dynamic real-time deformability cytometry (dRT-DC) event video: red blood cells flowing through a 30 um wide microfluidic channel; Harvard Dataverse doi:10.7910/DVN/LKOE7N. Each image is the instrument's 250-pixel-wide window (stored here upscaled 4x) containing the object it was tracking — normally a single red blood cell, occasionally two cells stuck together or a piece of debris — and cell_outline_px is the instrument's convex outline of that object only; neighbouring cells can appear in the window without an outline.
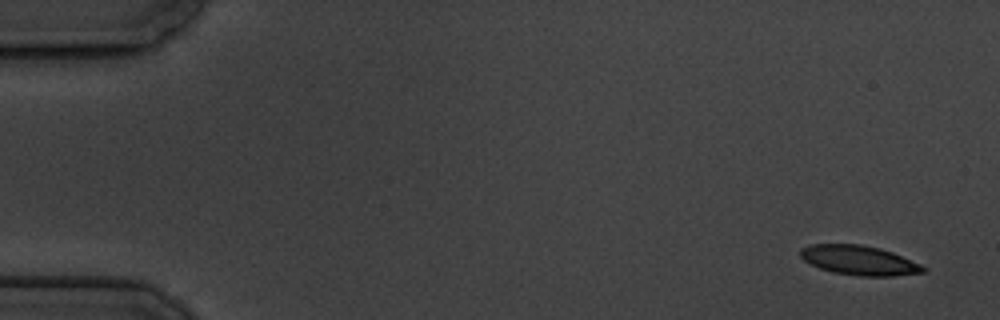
{"species": "common noctule bat (a hibernating species)", "species_latin": "Nyctalus noctula", "temperature_condition": "cold", "stored_images_in_passage": 5, "camera_frame_rate_fps": 3000, "um_per_image_px": 0.085, "animal": {"sex": "male", "body_mass_g": 19.5, "forearm_length_mm": 54.6}, "frame": {"image": 1, "passage_image": 1, "time_ms": 0.0, "image_size_px": [1000, 320], "cell_outline_px": [[928, 268], [924, 272], [892, 276], [860, 276], [832, 272], [820, 268], [804, 260], [800, 256], [800, 248], [812, 244], [860, 244], [880, 248], [892, 252], [920, 264]], "centroid_in_image_um": [73.02, 22.12], "position_along_channel_um": 12.0, "area_um2": 21.04}}
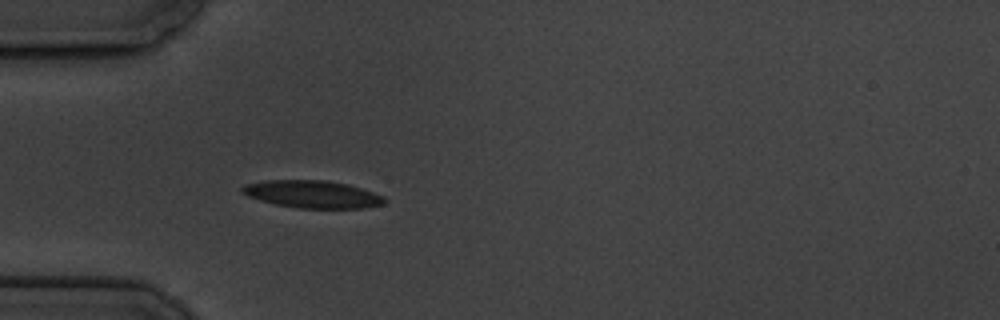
{"frame": {"image": 2, "passage_image": 5, "time_ms": 5.0, "image_size_px": [1000, 320], "cell_outline_px": [[388, 200], [384, 204], [364, 208], [296, 208], [276, 204], [260, 200], [248, 196], [240, 192], [240, 188], [244, 184], [264, 180], [324, 180], [348, 184], [384, 196]], "centroid_in_image_um": [26.54, 16.51], "position_along_channel_um": 58.5, "area_um2": 22.89}}